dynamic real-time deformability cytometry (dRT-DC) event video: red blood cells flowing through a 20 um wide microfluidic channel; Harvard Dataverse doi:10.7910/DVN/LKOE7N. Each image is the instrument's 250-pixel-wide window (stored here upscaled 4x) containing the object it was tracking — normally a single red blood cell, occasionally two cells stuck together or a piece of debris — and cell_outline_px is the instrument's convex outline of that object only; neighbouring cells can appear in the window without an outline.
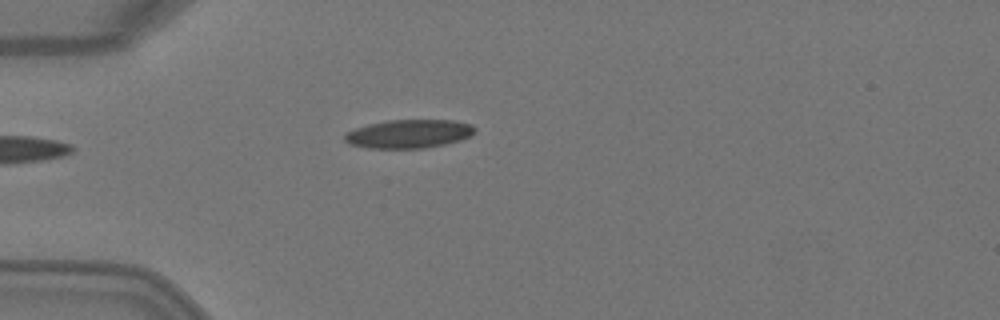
{"species": "Egyptian fruit bat (a non-hibernating species)", "species_latin": "Rousettus aegyptiacus", "temperature_condition": "warm", "stored_images_in_passage": 6, "camera_frame_rate_fps": 3000, "um_per_image_px": 0.085, "animal": {"sex": "female"}, "frame": {"image": 1, "passage_image": 5, "time_ms": 1.333, "image_size_px": [1000, 320], "cell_outline_px": [[476, 132], [472, 136], [460, 140], [444, 144], [424, 148], [368, 148], [348, 144], [344, 140], [344, 132], [368, 124], [388, 120], [456, 120], [472, 124], [476, 128]], "centroid_in_image_um": [34.77, 11.37], "position_along_channel_um": 50.2, "area_um2": 21.91}}